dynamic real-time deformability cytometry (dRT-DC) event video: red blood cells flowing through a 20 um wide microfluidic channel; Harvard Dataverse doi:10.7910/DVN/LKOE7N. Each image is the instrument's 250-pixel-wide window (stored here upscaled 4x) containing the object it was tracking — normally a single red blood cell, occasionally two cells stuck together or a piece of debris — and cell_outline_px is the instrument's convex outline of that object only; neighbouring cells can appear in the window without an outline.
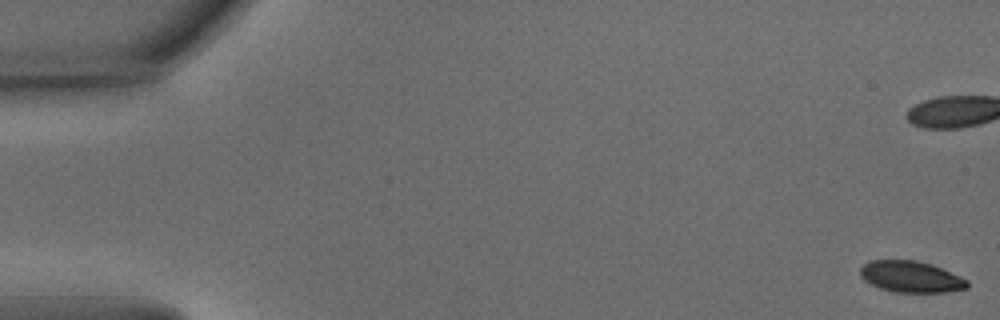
{"species": "common noctule bat (a hibernating species)", "species_latin": "Nyctalus noctula", "temperature_condition": "warm", "stored_images_in_passage": 55, "camera_frame_rate_fps": 3000, "um_per_image_px": 0.085, "animal": {"sex": "male", "body_mass_g": 15.6}, "frame": {"image": 1, "passage_image": 1, "time_ms": 0.0, "image_size_px": [1000, 320], "cell_outline_px": [[968, 288], [944, 292], [896, 292], [880, 288], [864, 280], [860, 276], [860, 268], [868, 260], [916, 260], [932, 264], [968, 280]], "centroid_in_image_um": [77.41, 23.51], "position_along_channel_um": 7.6, "area_um2": 19.48}}
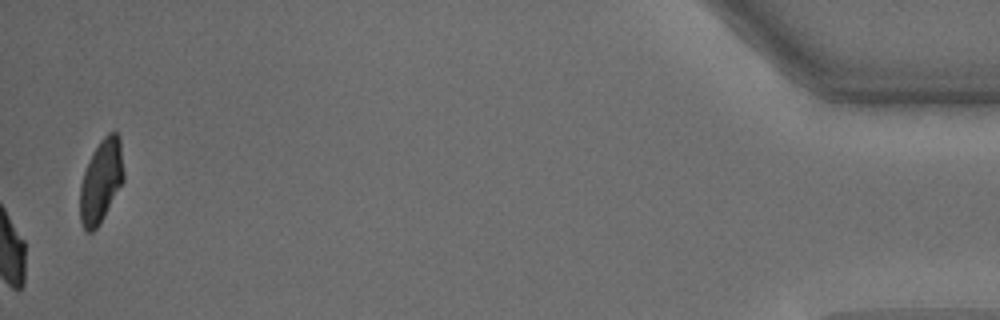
{"frame": {"image": 2, "passage_image": 55, "time_ms": 18.0, "image_size_px": [1000, 320], "cell_outline_px": [[124, 180], [100, 224], [92, 232], [88, 232], [84, 228], [80, 220], [80, 184], [84, 172], [92, 152], [100, 140], [108, 132], [116, 128], [120, 136], [124, 172]], "centroid_in_image_um": [8.61, 15.33], "position_along_channel_um": 426.6, "area_um2": 21.44}, "authors_computed_cell_mechanics": {"area_um2": 22.0796, "velocity_mm_per_s": 3.7835, "shape_relaxation_time_tau1_ms": 2.2789, "shape_relaxation_time_tau2_ms": 1.0768, "deformation_change_tau1": 0.1275, "deformation_change_tau2": 0.0408}}